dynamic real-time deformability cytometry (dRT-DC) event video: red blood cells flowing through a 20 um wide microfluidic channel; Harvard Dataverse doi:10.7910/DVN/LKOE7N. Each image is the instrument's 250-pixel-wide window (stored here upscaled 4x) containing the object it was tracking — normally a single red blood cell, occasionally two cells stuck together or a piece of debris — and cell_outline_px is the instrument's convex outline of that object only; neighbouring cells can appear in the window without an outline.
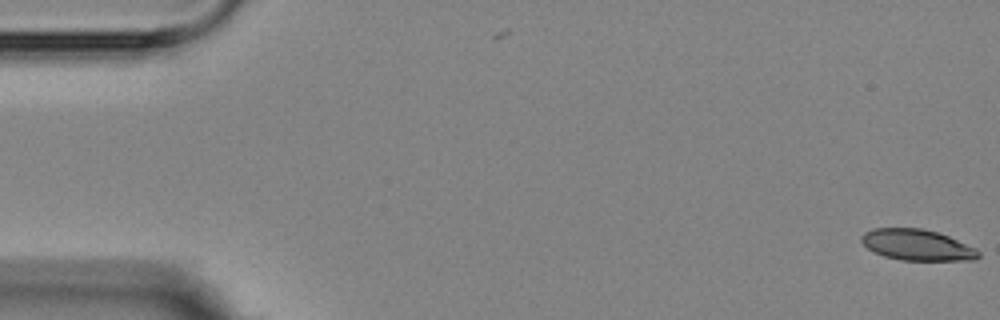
{"species": "Egyptian fruit bat (a non-hibernating species)", "species_latin": "Rousettus aegyptiacus", "temperature_condition": "room temperature", "stored_images_in_passage": 5, "camera_frame_rate_fps": 3000, "um_per_image_px": 0.085, "animal": {"sex": "female"}, "frame": {"image": 1, "passage_image": 1, "time_ms": 0.0, "image_size_px": [1000, 320], "cell_outline_px": [[980, 256], [976, 260], [900, 260], [884, 256], [868, 248], [860, 240], [860, 236], [864, 232], [872, 228], [920, 228], [936, 232], [948, 236], [976, 248], [980, 252]], "centroid_in_image_um": [77.95, 20.82], "position_along_channel_um": 7.0, "area_um2": 21.1}}